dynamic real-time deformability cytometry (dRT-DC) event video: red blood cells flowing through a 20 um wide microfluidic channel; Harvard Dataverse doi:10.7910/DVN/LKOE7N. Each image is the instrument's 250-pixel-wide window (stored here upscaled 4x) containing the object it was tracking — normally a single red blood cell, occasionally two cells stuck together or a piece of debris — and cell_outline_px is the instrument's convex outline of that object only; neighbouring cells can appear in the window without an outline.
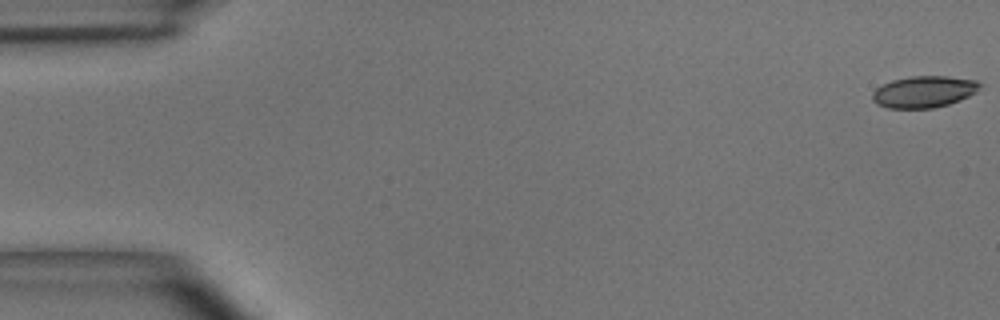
{"species": "common noctule bat (a hibernating species)", "species_latin": "Nyctalus noctula", "temperature_condition": "room temperature", "stored_images_in_passage": 51, "camera_frame_rate_fps": 3000, "um_per_image_px": 0.085, "animal": {"sex": "male", "body_mass_g": 15.6}, "frame": {"image": 1, "passage_image": 1, "time_ms": 0.0, "image_size_px": [1000, 320], "cell_outline_px": [[984, 84], [976, 92], [960, 100], [948, 104], [932, 108], [888, 108], [876, 104], [872, 100], [872, 92], [876, 88], [892, 80], [912, 76], [948, 76], [976, 80]], "centroid_in_image_um": [78.55, 7.79], "position_along_channel_um": 6.5, "area_um2": 19.88}}
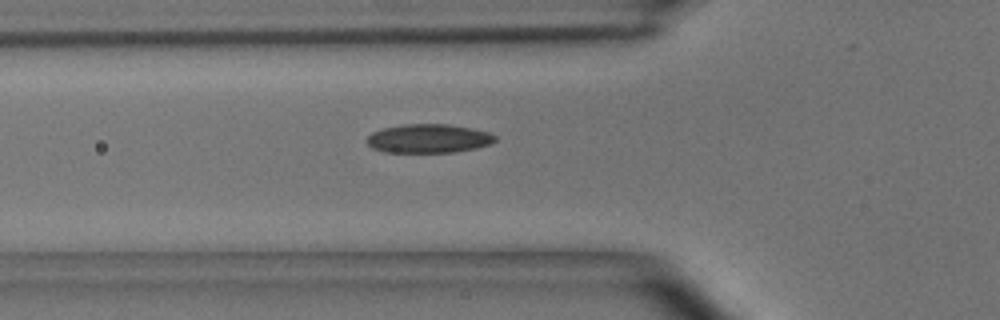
{"frame": {"image": 2, "passage_image": 18, "time_ms": 5.667, "image_size_px": [1000, 320], "cell_outline_px": [[496, 140], [492, 144], [476, 148], [452, 152], [384, 152], [372, 148], [368, 144], [368, 136], [372, 132], [384, 128], [404, 124], [448, 124], [472, 128], [488, 132], [496, 136]], "centroid_in_image_um": [36.45, 11.77], "position_along_channel_um": 89.3, "area_um2": 21.5}}
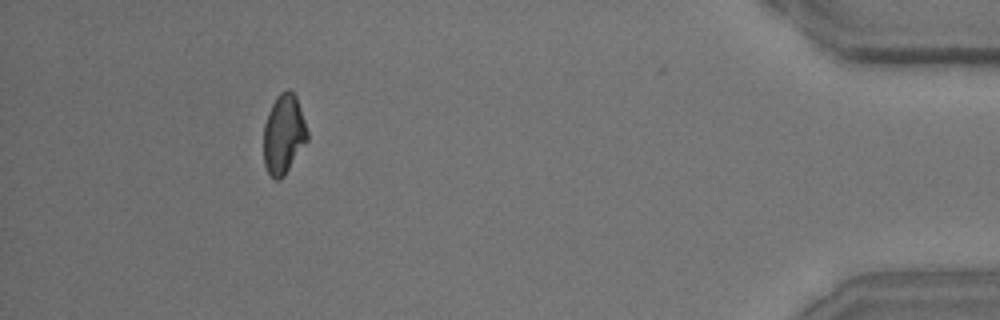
{"frame": {"image": 3, "passage_image": 47, "time_ms": 15.333, "image_size_px": [1000, 320], "cell_outline_px": [[308, 140], [284, 176], [280, 180], [276, 180], [268, 172], [264, 164], [264, 124], [268, 112], [276, 96], [280, 92], [288, 88], [296, 96], [308, 132]], "centroid_in_image_um": [24.11, 11.4], "position_along_channel_um": 411.1, "area_um2": 20.23}, "authors_computed_cell_mechanics": {"area_um2": 20.808, "velocity_mm_per_s": 3.9314, "shape_relaxation_time_tau1_ms": 5.6671, "shape_relaxation_time_tau2_ms": 4.2104, "deformation_change_tau1": 0.131, "deformation_change_tau2": 0.1024}}